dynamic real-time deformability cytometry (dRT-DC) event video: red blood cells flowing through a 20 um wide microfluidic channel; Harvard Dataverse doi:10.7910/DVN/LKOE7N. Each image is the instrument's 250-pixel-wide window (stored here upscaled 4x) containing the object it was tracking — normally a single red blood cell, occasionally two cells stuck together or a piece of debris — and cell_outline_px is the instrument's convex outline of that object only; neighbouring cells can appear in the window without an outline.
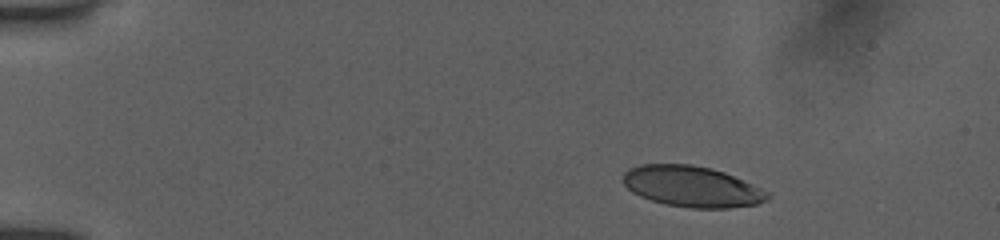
{"species": "human", "species_latin": "Homo sapiens", "temperature_condition": "room temperature", "stored_images_in_passage": 32, "camera_frame_rate_fps": 3000, "um_per_image_px": 0.085, "donor": {"sex": "female"}, "frame": {"image": 1, "passage_image": 9, "time_ms": 2.0, "image_size_px": [1000, 240], "cell_outline_px": [[772, 196], [768, 200], [756, 204], [728, 208], [692, 208], [664, 204], [640, 196], [632, 192], [620, 180], [624, 172], [628, 168], [640, 164], [692, 164], [712, 168], [724, 172], [752, 184], [768, 192]], "centroid_in_image_um": [58.78, 15.85], "position_along_channel_um": 26.2, "area_um2": 34.62}}
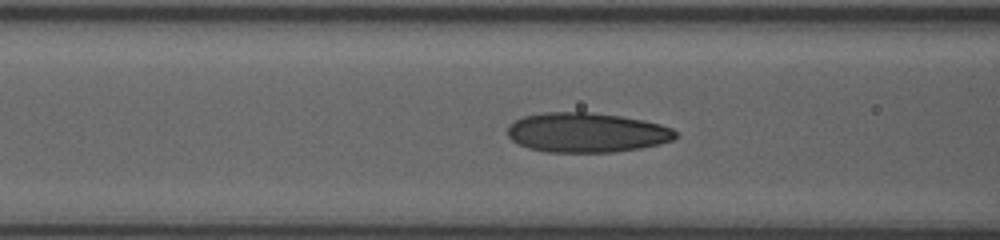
{"frame": {"image": 2, "passage_image": 24, "time_ms": 6.667, "image_size_px": [1000, 240], "cell_outline_px": [[676, 136], [672, 140], [660, 144], [640, 148], [612, 152], [548, 152], [528, 148], [512, 140], [508, 136], [508, 124], [524, 116], [544, 112], [592, 112], [620, 116], [660, 124], [672, 128], [676, 132]], "centroid_in_image_um": [49.84, 11.26], "position_along_channel_um": 116.8, "area_um2": 38.73}}
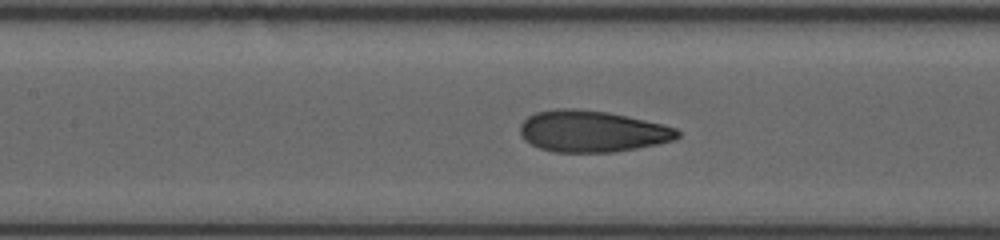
{"frame": {"image": 3, "passage_image": 28, "time_ms": 7.667, "image_size_px": [1000, 240], "cell_outline_px": [[680, 136], [672, 140], [656, 144], [636, 148], [612, 152], [552, 152], [540, 148], [524, 140], [520, 136], [520, 124], [528, 116], [536, 112], [556, 108], [576, 108], [608, 112], [644, 120], [676, 128], [680, 132]], "centroid_in_image_um": [50.28, 11.15], "position_along_channel_um": 157.1, "area_um2": 37.97}}